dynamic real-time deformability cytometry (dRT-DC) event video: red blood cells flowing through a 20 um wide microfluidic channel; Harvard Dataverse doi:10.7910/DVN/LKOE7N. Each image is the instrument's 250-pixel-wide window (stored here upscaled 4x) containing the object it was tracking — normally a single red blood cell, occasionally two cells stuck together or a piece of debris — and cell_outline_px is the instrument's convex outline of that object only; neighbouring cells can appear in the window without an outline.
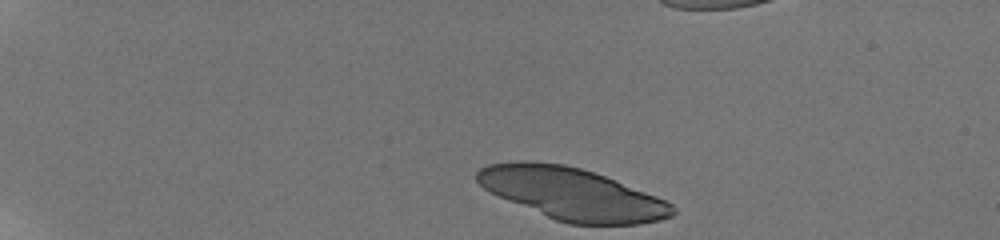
{"species": "human", "species_latin": "Homo sapiens", "temperature_condition": "room temperature", "stored_images_in_passage": 45, "segment_of_instrument_passage": [1, 2], "camera_frame_rate_fps": 3000, "um_per_image_px": 0.085, "donor": {"sex": "male"}, "frame": {"image": 1, "passage_image": 1, "time_ms": 0.0, "image_size_px": [1000, 240], "cell_outline_px": [[676, 212], [672, 216], [660, 220], [640, 224], [568, 224], [556, 220], [500, 196], [484, 188], [476, 180], [476, 172], [480, 168], [488, 164], [516, 160], [532, 160], [564, 164], [580, 168], [604, 176], [656, 196], [672, 204], [676, 208]], "centroid_in_image_um": [48.62, 16.46], "position_along_channel_um": 36.4, "area_um2": 58.72}}